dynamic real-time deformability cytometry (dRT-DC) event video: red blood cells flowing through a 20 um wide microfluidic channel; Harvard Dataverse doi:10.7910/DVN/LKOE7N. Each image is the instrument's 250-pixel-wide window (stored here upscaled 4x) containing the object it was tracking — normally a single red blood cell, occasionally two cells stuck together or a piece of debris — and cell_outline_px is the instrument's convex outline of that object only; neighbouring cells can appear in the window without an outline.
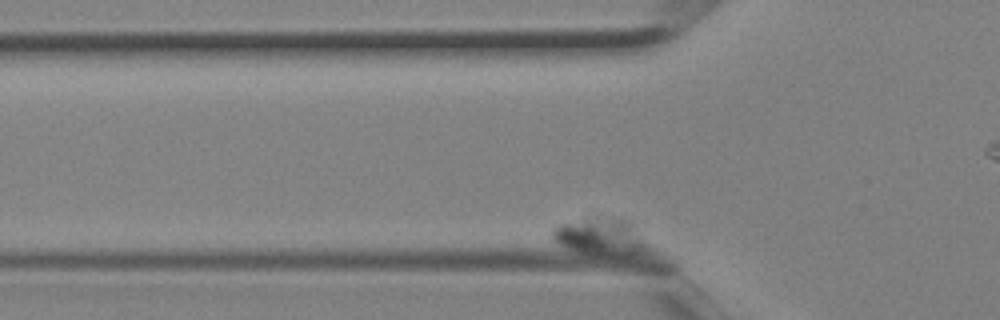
{"species": "Egyptian fruit bat (a non-hibernating species)", "species_latin": "Rousettus aegyptiacus", "temperature_condition": "room temperature", "stored_images_in_passage": 7, "camera_frame_rate_fps": 3000, "um_per_image_px": 0.085, "animal": {"sex": "female"}, "frame": {"image": 1, "passage_image": 2, "time_ms": 0.333, "image_size_px": [1000, 320], "cell_outline_px": [[652, 252], [636, 256], [608, 256], [580, 252], [556, 244], [552, 240], [552, 228], [560, 224], [584, 220], [624, 220], [632, 224], [648, 244]], "centroid_in_image_um": [51.11, 20.22], "position_along_channel_um": 74.7, "area_um2": 20.35}}
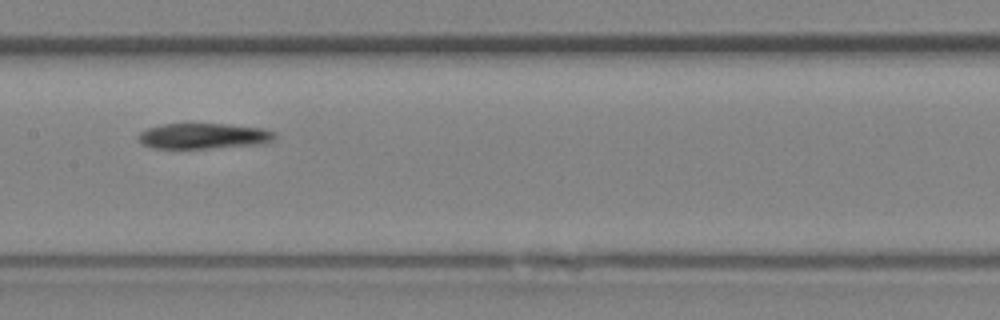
{"frame": {"image": 2, "passage_image": 7, "time_ms": 2.0, "image_size_px": [1000, 320], "cell_outline_px": [[276, 136], [268, 144], [212, 148], [152, 148], [144, 144], [140, 140], [140, 132], [148, 128], [160, 124], [228, 124], [264, 128], [276, 132]], "centroid_in_image_um": [17.4, 11.56], "position_along_channel_um": 190.0, "area_um2": 20.46}}